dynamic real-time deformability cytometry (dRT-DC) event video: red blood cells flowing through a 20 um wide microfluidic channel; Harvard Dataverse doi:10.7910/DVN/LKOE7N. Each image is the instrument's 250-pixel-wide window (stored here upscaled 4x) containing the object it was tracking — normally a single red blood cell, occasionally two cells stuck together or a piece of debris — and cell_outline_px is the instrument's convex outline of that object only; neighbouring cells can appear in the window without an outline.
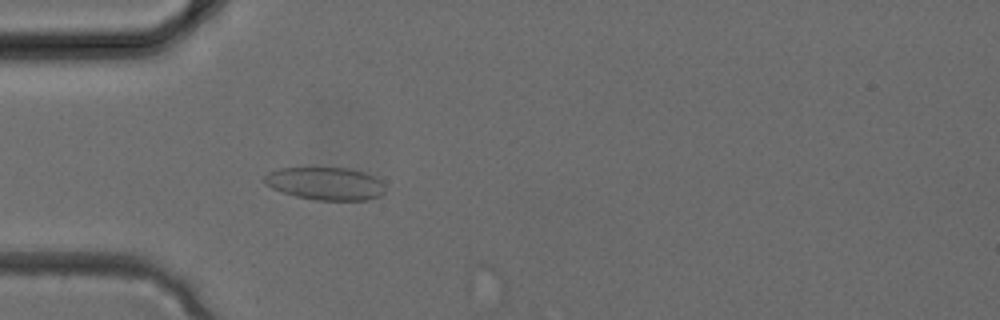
{"species": "common noctule bat (a hibernating species)", "species_latin": "Nyctalus noctula", "temperature_condition": "cold", "stored_images_in_passage": 4, "camera_frame_rate_fps": 3000, "um_per_image_px": 0.085, "animal": {"sex": "female", "body_mass_g": 24.6, "forearm_length_mm": 56.2}, "frame": {"image": 1, "passage_image": 4, "time_ms": 1.0, "image_size_px": [1000, 320], "cell_outline_px": [[384, 192], [380, 196], [368, 200], [316, 200], [296, 196], [272, 188], [264, 184], [264, 176], [268, 172], [280, 168], [348, 168], [364, 172], [380, 180], [384, 188]], "centroid_in_image_um": [27.65, 15.6], "position_along_channel_um": 57.4, "area_um2": 22.95}}